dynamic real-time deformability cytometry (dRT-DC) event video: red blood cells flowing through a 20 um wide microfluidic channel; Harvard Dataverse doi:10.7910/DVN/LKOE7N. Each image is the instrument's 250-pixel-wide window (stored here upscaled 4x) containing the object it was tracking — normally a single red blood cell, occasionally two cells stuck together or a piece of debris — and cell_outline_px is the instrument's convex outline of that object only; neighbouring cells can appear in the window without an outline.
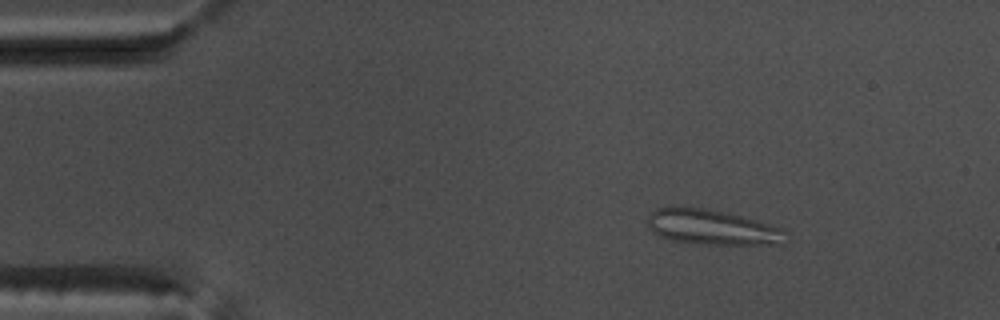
{"species": "common noctule bat (a hibernating species)", "species_latin": "Nyctalus noctula", "temperature_condition": "warm", "stored_images_in_passage": 52, "camera_frame_rate_fps": 3000, "um_per_image_px": 0.085, "animal": {"sex": "male", "body_mass_g": 17.5, "forearm_length_mm": 52.3}, "frame": {"image": 1, "passage_image": 7, "time_ms": 2.0, "image_size_px": [1000, 320], "cell_outline_px": [[788, 232], [784, 244], [704, 244], [672, 240], [660, 236], [652, 232], [648, 228], [648, 216], [656, 208], [680, 204], [728, 212], [784, 228]], "centroid_in_image_um": [60.52, 19.28], "position_along_channel_um": 24.5, "area_um2": 28.9}}
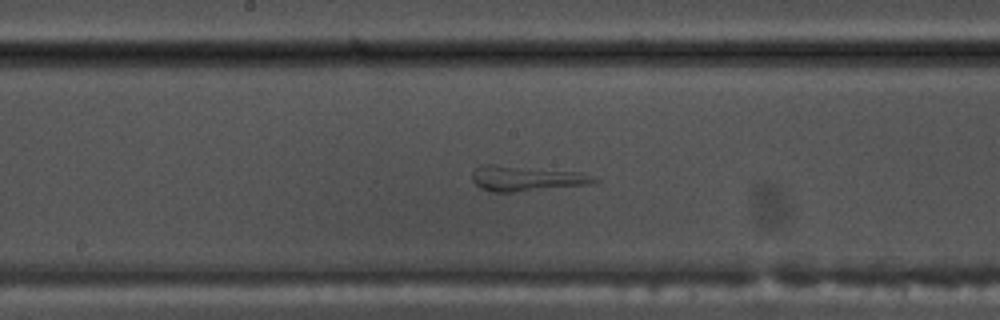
{"frame": {"image": 2, "passage_image": 27, "time_ms": 8.667, "image_size_px": [1000, 320], "cell_outline_px": [[600, 180], [588, 184], [512, 192], [492, 192], [480, 188], [472, 180], [472, 172], [480, 164], [492, 164], [580, 172]], "centroid_in_image_um": [44.64, 15.16], "position_along_channel_um": 203.6, "area_um2": 17.69}}
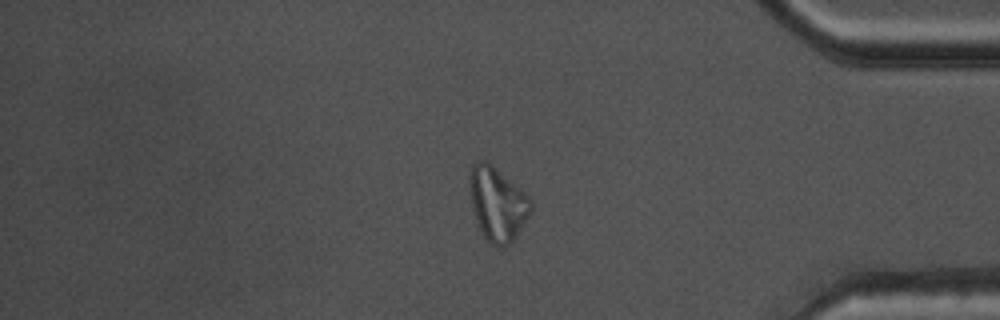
{"frame": {"image": 3, "passage_image": 44, "time_ms": 14.333, "image_size_px": [1000, 320], "cell_outline_px": [[532, 212], [516, 236], [508, 244], [500, 248], [496, 248], [484, 236], [476, 220], [472, 204], [468, 180], [468, 176], [472, 164], [480, 160], [488, 160], [520, 188], [532, 200]], "centroid_in_image_um": [42.28, 17.3], "position_along_channel_um": 392.9, "area_um2": 26.41}}